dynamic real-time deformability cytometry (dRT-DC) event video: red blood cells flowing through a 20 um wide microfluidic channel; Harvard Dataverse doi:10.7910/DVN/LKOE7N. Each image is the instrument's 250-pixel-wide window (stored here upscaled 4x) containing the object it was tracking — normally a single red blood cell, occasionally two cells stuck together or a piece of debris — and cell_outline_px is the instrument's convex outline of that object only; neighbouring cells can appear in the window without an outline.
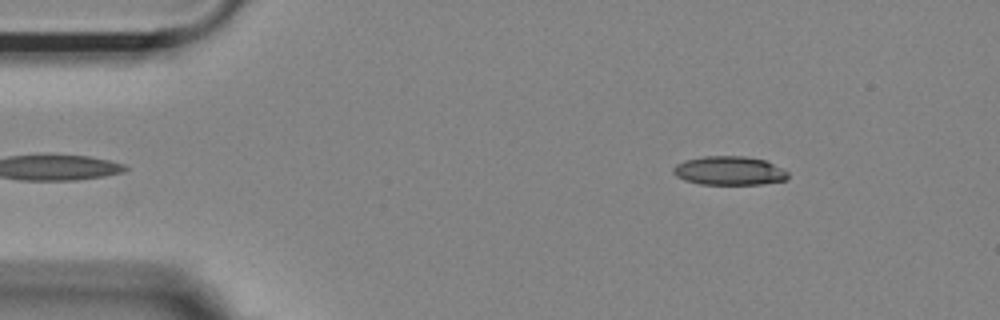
{"species": "Egyptian fruit bat (a non-hibernating species)", "species_latin": "Rousettus aegyptiacus", "temperature_condition": "room temperature", "stored_images_in_passage": 6, "camera_frame_rate_fps": 3000, "um_per_image_px": 0.085, "animal": {"sex": "female"}, "frame": {"image": 1, "passage_image": 2, "time_ms": 0.333, "image_size_px": [1000, 320], "cell_outline_px": [[788, 180], [760, 184], [700, 184], [684, 180], [676, 176], [672, 172], [672, 168], [676, 164], [684, 160], [704, 156], [744, 156], [764, 160], [788, 172]], "centroid_in_image_um": [61.95, 14.51], "position_along_channel_um": 23.1, "area_um2": 19.25}}